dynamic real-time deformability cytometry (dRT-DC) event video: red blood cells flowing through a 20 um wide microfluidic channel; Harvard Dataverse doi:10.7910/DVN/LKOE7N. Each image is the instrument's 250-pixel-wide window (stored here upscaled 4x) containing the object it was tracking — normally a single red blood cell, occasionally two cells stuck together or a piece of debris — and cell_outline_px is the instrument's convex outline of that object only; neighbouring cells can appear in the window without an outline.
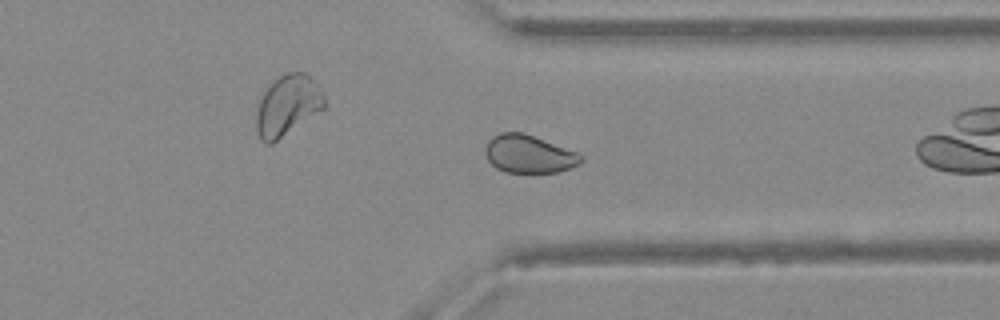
{"species": "Egyptian fruit bat (a non-hibernating species)", "species_latin": "Rousettus aegyptiacus", "temperature_condition": "warm", "stored_images_in_passage": 22, "camera_frame_rate_fps": 3000, "um_per_image_px": 0.085, "animal": {"sex": "female"}, "frame": {"image": 1, "passage_image": 21, "time_ms": 6.667, "image_size_px": [1000, 320], "cell_outline_px": [[584, 160], [580, 164], [556, 172], [504, 172], [496, 168], [488, 160], [484, 152], [484, 148], [488, 140], [492, 136], [500, 132], [524, 132], [576, 152], [584, 156]], "centroid_in_image_um": [44.92, 13.08], "position_along_channel_um": 366.5, "area_um2": 21.21}}